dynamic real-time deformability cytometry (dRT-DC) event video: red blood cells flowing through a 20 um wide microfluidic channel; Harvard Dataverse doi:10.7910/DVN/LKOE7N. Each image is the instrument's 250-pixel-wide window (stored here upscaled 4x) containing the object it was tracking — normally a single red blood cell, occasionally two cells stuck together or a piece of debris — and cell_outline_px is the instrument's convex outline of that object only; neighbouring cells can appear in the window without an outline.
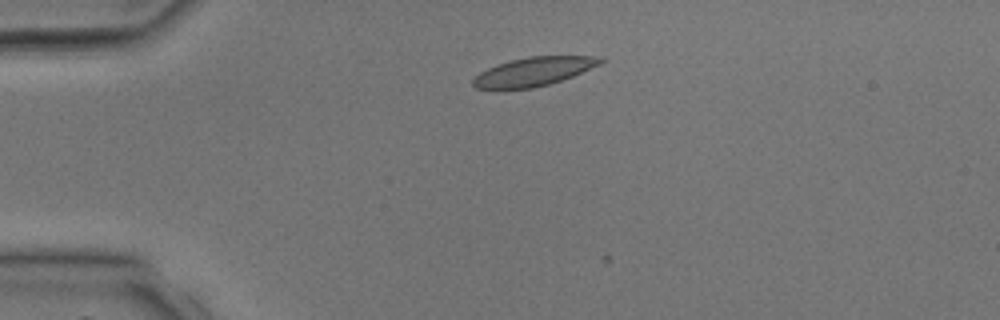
{"species": "common noctule bat (a hibernating species)", "species_latin": "Nyctalus noctula", "temperature_condition": "room temperature", "stored_images_in_passage": 1, "camera_frame_rate_fps": 3000, "um_per_image_px": 0.085, "animal": {"sex": "male", "body_mass_g": 17.9, "forearm_length_mm": 54.2}, "frame": {"image": 1, "passage_image": 1, "time_ms": 0.0, "image_size_px": [1000, 320], "cell_outline_px": [[608, 60], [600, 64], [572, 76], [548, 84], [532, 88], [476, 88], [472, 84], [472, 80], [480, 72], [496, 64], [528, 56], [604, 56]], "centroid_in_image_um": [45.41, 6.06], "position_along_channel_um": 39.6, "area_um2": 21.1}}